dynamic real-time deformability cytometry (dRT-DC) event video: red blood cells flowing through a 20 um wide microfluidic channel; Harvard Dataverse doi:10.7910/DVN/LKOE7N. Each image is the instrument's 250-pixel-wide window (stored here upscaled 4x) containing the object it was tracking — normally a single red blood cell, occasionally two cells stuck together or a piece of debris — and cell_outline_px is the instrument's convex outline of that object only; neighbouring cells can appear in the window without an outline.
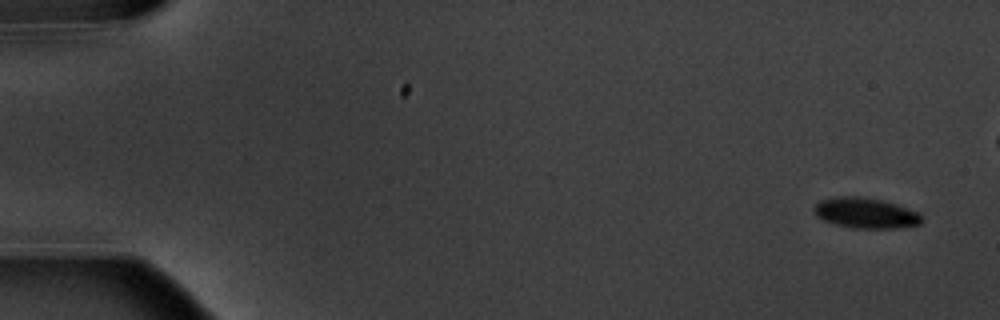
{"species": "common noctule bat (a hibernating species)", "species_latin": "Nyctalus noctula", "temperature_condition": "warm", "stored_images_in_passage": 14, "camera_frame_rate_fps": 3000, "um_per_image_px": 0.085, "animal": {"sex": "male", "body_mass_g": 20.1, "forearm_length_mm": 53.5}, "frame": {"image": 1, "passage_image": 1, "time_ms": 0.0, "image_size_px": [1000, 320], "cell_outline_px": [[924, 220], [920, 224], [896, 228], [852, 228], [836, 224], [824, 220], [816, 216], [812, 208], [820, 200], [832, 196], [860, 196], [884, 200], [920, 212]], "centroid_in_image_um": [73.58, 18.09], "position_along_channel_um": 11.4, "area_um2": 19.42}}
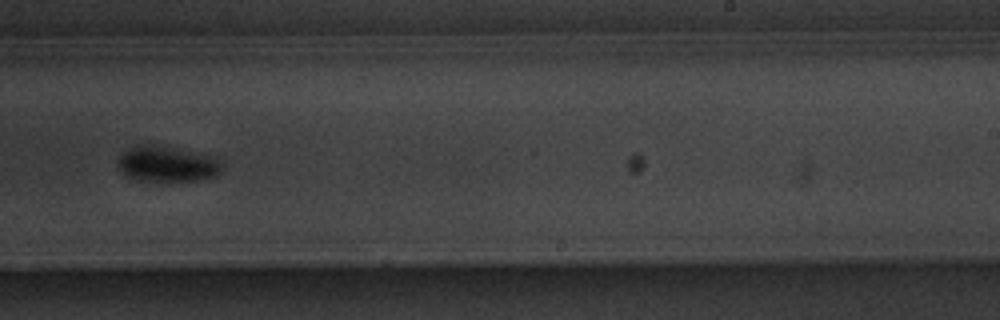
{"frame": {"image": 2, "passage_image": 10, "time_ms": 11.333, "image_size_px": [1000, 320], "cell_outline_px": [[224, 168], [216, 176], [200, 180], [136, 180], [120, 172], [116, 164], [120, 156], [124, 152], [136, 144], [152, 144], [176, 148], [216, 156], [220, 160]], "centroid_in_image_um": [14.22, 13.92], "position_along_channel_um": 274.8, "area_um2": 21.85}}
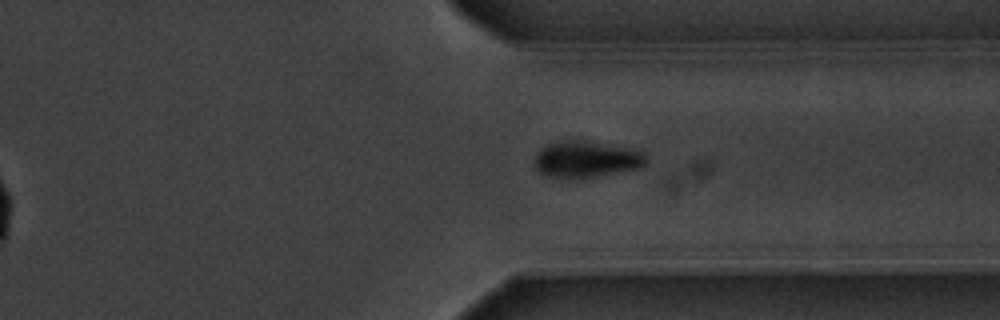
{"frame": {"image": 3, "passage_image": 14, "time_ms": 16.667, "image_size_px": [1000, 320], "cell_outline_px": [[648, 160], [640, 168], [592, 176], [548, 176], [540, 172], [532, 164], [536, 152], [540, 148], [548, 144], [572, 140], [588, 140], [624, 148], [640, 152]], "centroid_in_image_um": [49.76, 13.51], "position_along_channel_um": 361.6, "area_um2": 22.89}}